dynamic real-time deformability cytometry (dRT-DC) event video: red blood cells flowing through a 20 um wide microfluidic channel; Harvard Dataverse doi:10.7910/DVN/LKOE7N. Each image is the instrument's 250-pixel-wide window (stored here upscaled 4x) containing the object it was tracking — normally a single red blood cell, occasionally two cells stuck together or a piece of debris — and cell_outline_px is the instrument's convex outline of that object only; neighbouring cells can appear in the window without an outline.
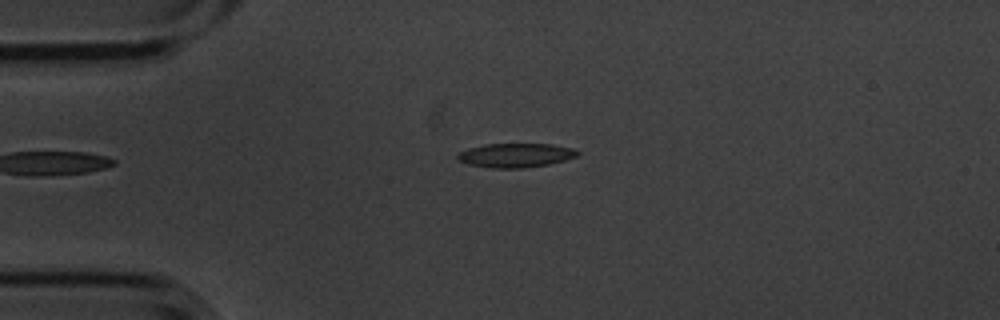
{"species": "common noctule bat (a hibernating species)", "species_latin": "Nyctalus noctula", "temperature_condition": "cold", "stored_images_in_passage": 4, "camera_frame_rate_fps": 3000, "um_per_image_px": 0.085, "animal": {"sex": "male", "body_mass_g": 20.1, "forearm_length_mm": 53.5}, "frame": {"image": 1, "passage_image": 4, "time_ms": 1.0, "image_size_px": [1000, 320], "cell_outline_px": [[580, 152], [576, 156], [564, 160], [548, 164], [524, 168], [488, 168], [468, 164], [460, 160], [456, 156], [460, 152], [468, 148], [484, 144], [552, 144], [572, 148]], "centroid_in_image_um": [43.81, 13.2], "position_along_channel_um": 41.2, "area_um2": 16.76}}